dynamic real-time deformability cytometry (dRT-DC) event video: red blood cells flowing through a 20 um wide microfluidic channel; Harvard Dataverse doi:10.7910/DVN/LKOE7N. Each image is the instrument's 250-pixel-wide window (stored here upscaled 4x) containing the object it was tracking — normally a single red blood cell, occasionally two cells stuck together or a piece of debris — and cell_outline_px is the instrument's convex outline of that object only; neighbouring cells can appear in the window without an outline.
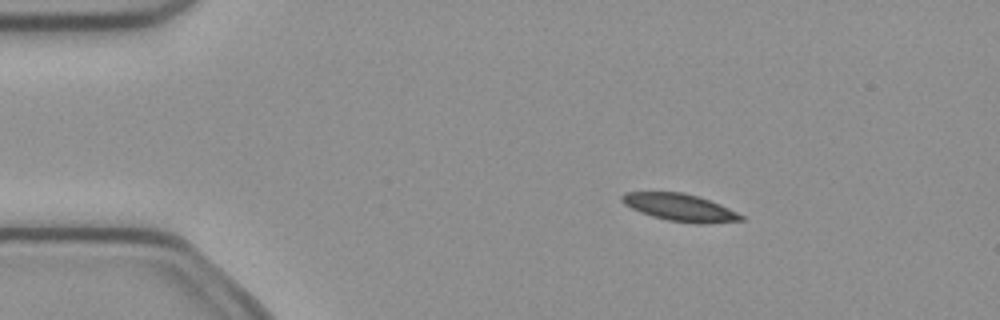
{"species": "common noctule bat (a hibernating species)", "species_latin": "Nyctalus noctula", "temperature_condition": "cold", "stored_images_in_passage": 6, "camera_frame_rate_fps": 3000, "um_per_image_px": 0.085, "animal": {"sex": "female", "body_mass_g": 21.9}, "frame": {"image": 1, "passage_image": 3, "time_ms": 0.667, "image_size_px": [1000, 320], "cell_outline_px": [[744, 220], [700, 224], [696, 224], [668, 220], [652, 216], [640, 212], [624, 204], [620, 200], [620, 196], [624, 192], [680, 192], [696, 196], [720, 204], [744, 216]], "centroid_in_image_um": [57.76, 17.63], "position_along_channel_um": 27.2, "area_um2": 18.79}}